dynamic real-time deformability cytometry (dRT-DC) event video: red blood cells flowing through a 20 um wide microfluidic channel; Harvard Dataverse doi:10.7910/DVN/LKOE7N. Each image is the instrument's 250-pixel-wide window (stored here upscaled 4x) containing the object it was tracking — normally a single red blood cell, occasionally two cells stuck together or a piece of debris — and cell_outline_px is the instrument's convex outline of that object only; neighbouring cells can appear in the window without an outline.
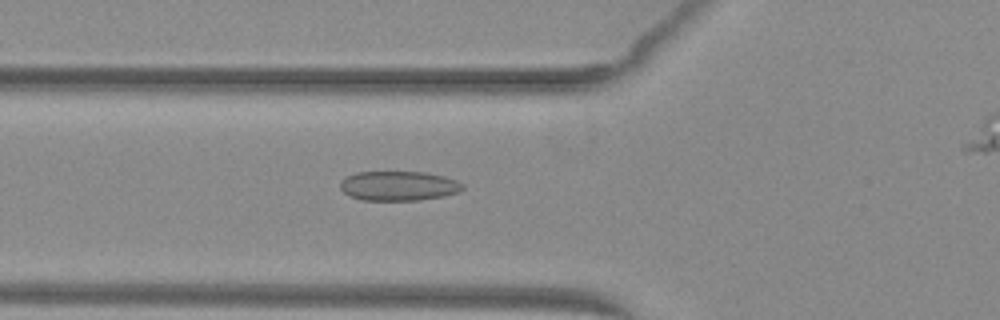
{"species": "common noctule bat (a hibernating species)", "species_latin": "Nyctalus noctula", "temperature_condition": "warm", "stored_images_in_passage": 47, "camera_frame_rate_fps": 3000, "um_per_image_px": 0.085, "animal": {"sex": "female", "body_mass_g": 29.2, "forearm_length_mm": 56.3}, "frame": {"image": 1, "passage_image": 20, "time_ms": 6.333, "image_size_px": [1000, 320], "cell_outline_px": [[464, 188], [460, 192], [444, 196], [420, 200], [360, 200], [348, 196], [340, 188], [340, 180], [356, 172], [424, 172], [444, 176], [456, 180], [464, 184]], "centroid_in_image_um": [33.88, 15.8], "position_along_channel_um": 91.9, "area_um2": 21.27}}
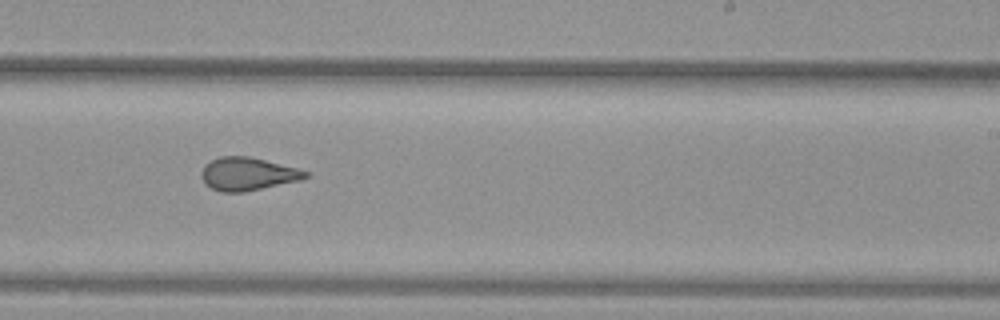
{"frame": {"image": 2, "passage_image": 33, "time_ms": 10.667, "image_size_px": [1000, 320], "cell_outline_px": [[308, 176], [300, 180], [244, 192], [220, 192], [204, 184], [200, 176], [200, 172], [204, 164], [220, 156], [248, 156], [296, 168], [308, 172]], "centroid_in_image_um": [20.98, 14.79], "position_along_channel_um": 268.0, "area_um2": 19.94}}
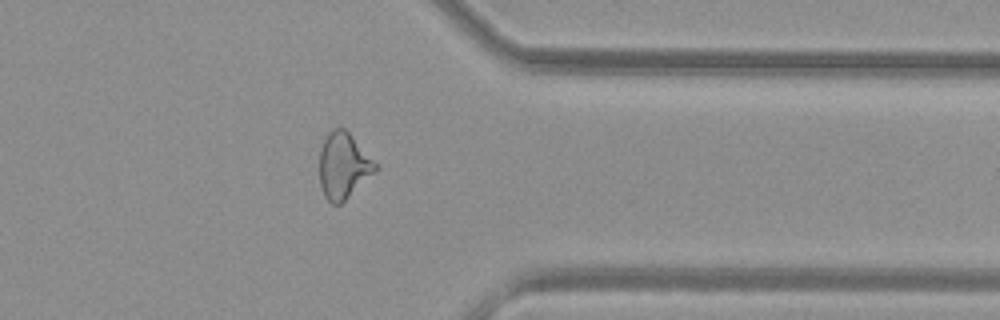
{"frame": {"image": 3, "passage_image": 42, "time_ms": 13.667, "image_size_px": [1000, 320], "cell_outline_px": [[376, 168], [340, 204], [332, 204], [324, 196], [320, 184], [320, 148], [328, 132], [332, 128], [344, 128], [352, 136], [376, 164]], "centroid_in_image_um": [29.12, 14.06], "position_along_channel_um": 382.3, "area_um2": 20.63}}